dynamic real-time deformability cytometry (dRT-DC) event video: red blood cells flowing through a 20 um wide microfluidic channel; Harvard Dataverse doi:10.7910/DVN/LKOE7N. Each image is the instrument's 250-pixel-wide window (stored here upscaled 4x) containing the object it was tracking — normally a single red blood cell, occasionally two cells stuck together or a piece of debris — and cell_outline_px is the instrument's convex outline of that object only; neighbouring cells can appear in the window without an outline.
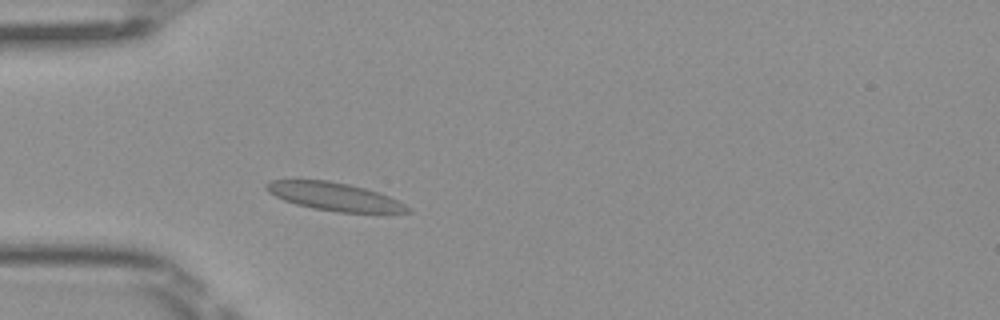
{"species": "Egyptian fruit bat (a non-hibernating species)", "species_latin": "Rousettus aegyptiacus", "temperature_condition": "room temperature", "stored_images_in_passage": 45, "camera_frame_rate_fps": 3000, "um_per_image_px": 0.085, "frame": {"image": 1, "passage_image": 9, "time_ms": 2.667, "image_size_px": [1000, 320], "cell_outline_px": [[412, 212], [336, 212], [312, 208], [296, 204], [284, 200], [268, 192], [264, 188], [264, 184], [272, 180], [328, 180], [348, 184], [380, 192], [412, 208]], "centroid_in_image_um": [28.4, 16.7], "position_along_channel_um": 56.6, "area_um2": 22.95}}
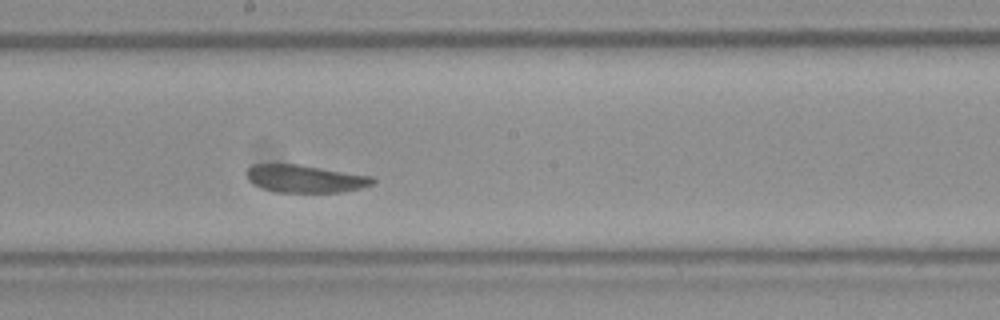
{"frame": {"image": 2, "passage_image": 22, "time_ms": 7.0, "image_size_px": [1000, 320], "cell_outline_px": [[376, 180], [372, 184], [360, 188], [340, 192], [276, 192], [264, 188], [248, 180], [248, 168], [252, 164], [300, 164], [372, 176]], "centroid_in_image_um": [25.96, 15.18], "position_along_channel_um": 222.2, "area_um2": 20.11}}
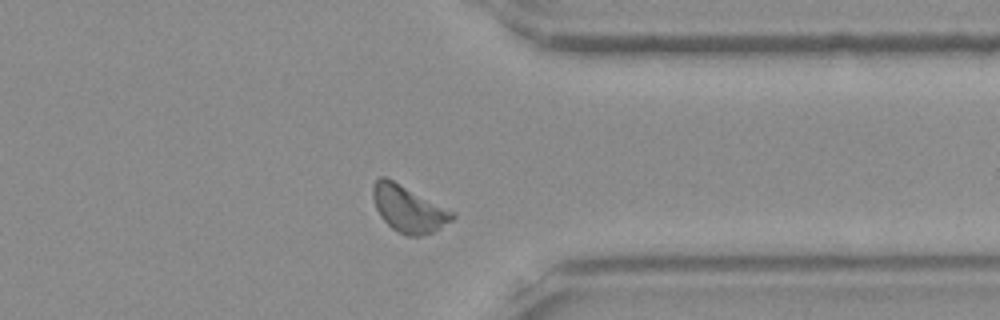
{"frame": {"image": 3, "passage_image": 34, "time_ms": 11.0, "image_size_px": [1000, 320], "cell_outline_px": [[456, 216], [452, 220], [432, 232], [420, 236], [404, 236], [392, 228], [380, 216], [376, 208], [372, 196], [372, 184], [380, 176], [384, 176], [456, 212]], "centroid_in_image_um": [34.71, 17.76], "position_along_channel_um": 376.7, "area_um2": 21.44}}